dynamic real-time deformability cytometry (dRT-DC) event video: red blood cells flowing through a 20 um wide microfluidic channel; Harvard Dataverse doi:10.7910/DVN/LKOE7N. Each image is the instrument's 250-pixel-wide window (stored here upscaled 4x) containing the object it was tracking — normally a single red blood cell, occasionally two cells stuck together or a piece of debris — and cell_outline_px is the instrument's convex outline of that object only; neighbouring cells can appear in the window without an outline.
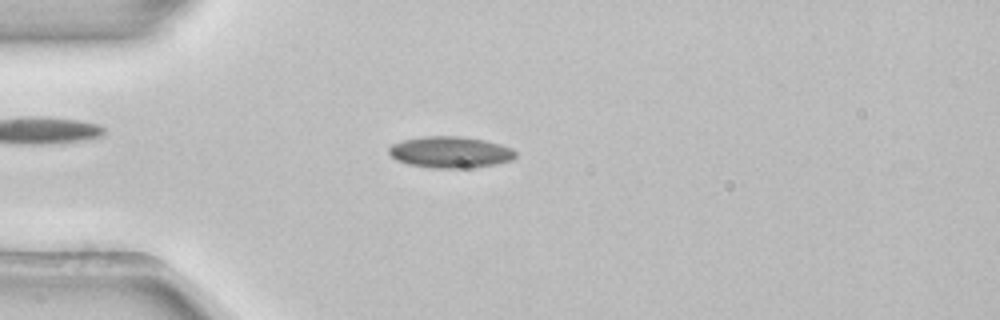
{"species": "common noctule bat (a hibernating species)", "species_latin": "Nyctalus noctula", "temperature_condition": "room temperature", "stored_images_in_passage": 52, "camera_frame_rate_fps": 3000, "um_per_image_px": 0.085, "animal": {"sex": "female", "body_mass_g": 22.7, "forearm_length_mm": 54.2}, "frame": {"image": 1, "passage_image": 13, "time_ms": 4.0, "image_size_px": [1000, 320], "cell_outline_px": [[516, 156], [512, 160], [496, 164], [468, 168], [432, 168], [408, 164], [396, 160], [388, 152], [388, 148], [392, 144], [404, 140], [420, 136], [460, 136], [484, 140], [500, 144], [512, 148], [516, 152]], "centroid_in_image_um": [38.27, 12.93], "position_along_channel_um": 46.7, "area_um2": 23.29}}
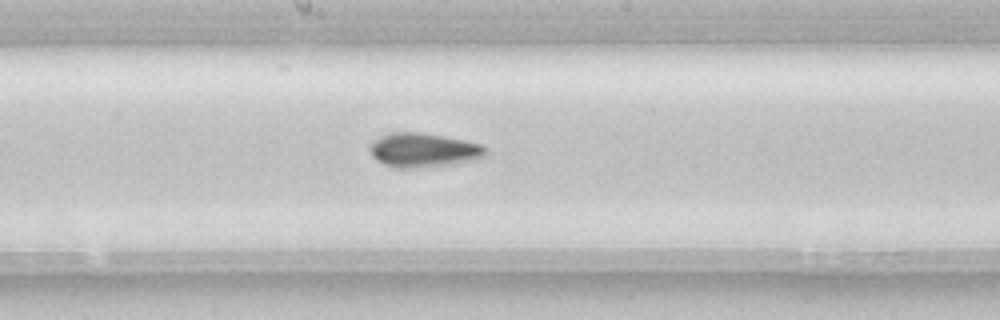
{"frame": {"image": 2, "passage_image": 27, "time_ms": 8.667, "image_size_px": [1000, 320], "cell_outline_px": [[488, 156], [476, 160], [452, 164], [416, 168], [396, 168], [384, 164], [376, 160], [372, 156], [368, 148], [372, 140], [380, 136], [392, 132], [420, 132], [444, 136], [464, 140], [480, 144], [488, 152]], "centroid_in_image_um": [35.98, 12.76], "position_along_channel_um": 212.2, "area_um2": 23.35}}
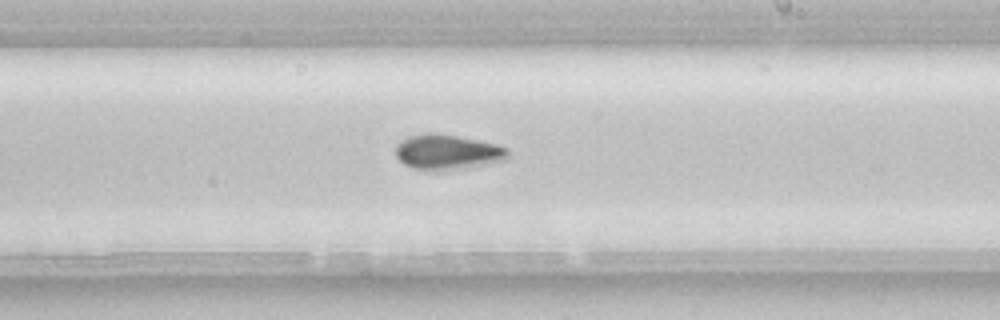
{"frame": {"image": 3, "passage_image": 30, "time_ms": 9.667, "image_size_px": [1000, 320], "cell_outline_px": [[508, 156], [504, 160], [448, 168], [416, 168], [404, 164], [396, 156], [396, 144], [400, 140], [408, 136], [424, 132], [436, 132], [500, 144], [508, 148]], "centroid_in_image_um": [37.99, 12.84], "position_along_channel_um": 251.0, "area_um2": 22.14}, "authors_computed_cell_mechanics": {"area_um2": 21.5016, "velocity_mm_per_s": 3.9108, "shape_relaxation_time_tau1_ms": 5.9687, "shape_relaxation_time_tau2_ms": null, "deformation_change_tau1": 0.0905, "deformation_change_tau2": null}}